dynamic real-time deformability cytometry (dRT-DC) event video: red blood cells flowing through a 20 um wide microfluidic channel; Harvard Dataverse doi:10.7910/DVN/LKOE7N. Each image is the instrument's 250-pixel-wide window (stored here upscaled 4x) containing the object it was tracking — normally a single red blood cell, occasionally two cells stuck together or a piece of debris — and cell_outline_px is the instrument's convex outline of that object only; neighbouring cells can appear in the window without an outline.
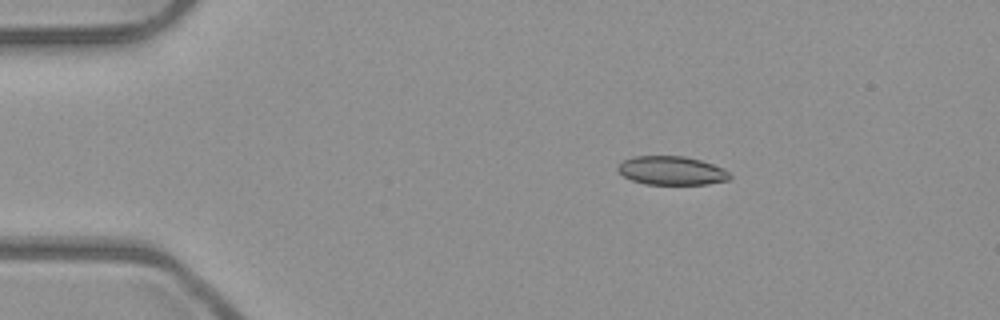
{"species": "common noctule bat (a hibernating species)", "species_latin": "Nyctalus noctula", "temperature_condition": "room temperature", "stored_images_in_passage": 3, "camera_frame_rate_fps": 3000, "um_per_image_px": 0.085, "animal": {"sex": "male", "body_mass_g": 23.1, "forearm_length_mm": 52.7}, "frame": {"image": 1, "passage_image": 1, "time_ms": 0.0, "image_size_px": [1000, 320], "cell_outline_px": [[732, 176], [728, 180], [708, 184], [644, 184], [632, 180], [624, 176], [616, 168], [624, 160], [636, 156], [684, 156], [700, 160], [724, 168]], "centroid_in_image_um": [57.11, 14.5], "position_along_channel_um": 27.9, "area_um2": 18.61}}
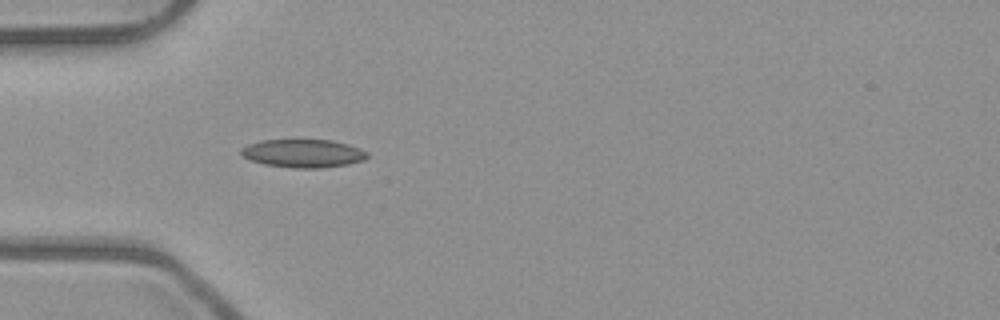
{"frame": {"image": 2, "passage_image": 3, "time_ms": 0.667, "image_size_px": [1000, 320], "cell_outline_px": [[368, 156], [364, 160], [348, 164], [320, 168], [292, 168], [264, 164], [252, 160], [244, 156], [240, 152], [240, 148], [248, 144], [260, 140], [332, 140], [348, 144], [360, 148], [368, 152]], "centroid_in_image_um": [25.78, 13.03], "position_along_channel_um": 59.2, "area_um2": 20.75}}